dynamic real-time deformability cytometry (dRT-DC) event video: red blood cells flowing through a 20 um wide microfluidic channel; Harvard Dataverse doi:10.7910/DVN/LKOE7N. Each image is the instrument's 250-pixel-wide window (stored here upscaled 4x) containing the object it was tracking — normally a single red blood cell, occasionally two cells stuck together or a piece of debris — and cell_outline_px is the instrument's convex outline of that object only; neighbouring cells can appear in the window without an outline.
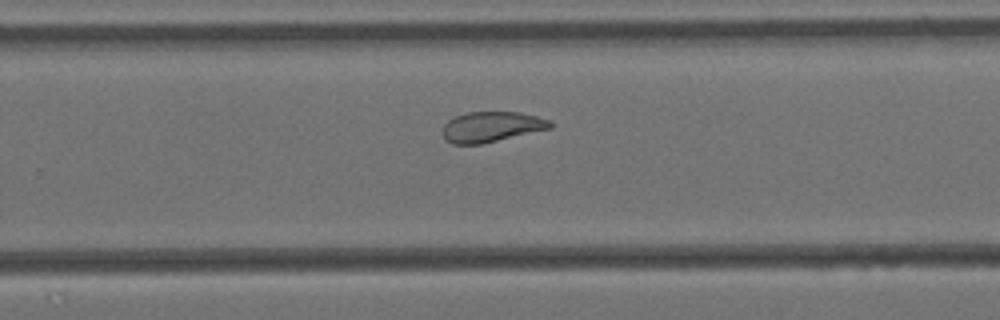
{"species": "Egyptian fruit bat (a non-hibernating species)", "species_latin": "Rousettus aegyptiacus", "temperature_condition": "cold", "stored_images_in_passage": 8, "camera_frame_rate_fps": 3000, "um_per_image_px": 0.085, "animal": {"sex": "female"}, "frame": {"image": 1, "passage_image": 8, "time_ms": 2.333, "image_size_px": [1000, 320], "cell_outline_px": [[552, 128], [480, 144], [452, 144], [444, 140], [444, 124], [448, 120], [456, 116], [468, 112], [520, 112], [552, 120]], "centroid_in_image_um": [41.79, 10.77], "position_along_channel_um": 288.0, "area_um2": 18.96}}